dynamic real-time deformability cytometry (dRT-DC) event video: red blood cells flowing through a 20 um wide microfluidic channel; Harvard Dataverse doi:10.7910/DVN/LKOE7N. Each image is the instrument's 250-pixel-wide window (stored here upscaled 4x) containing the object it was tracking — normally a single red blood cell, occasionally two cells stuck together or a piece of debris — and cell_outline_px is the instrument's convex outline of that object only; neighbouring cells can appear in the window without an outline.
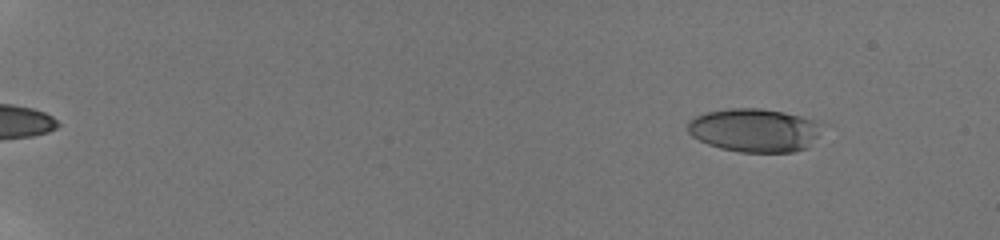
{"species": "human", "species_latin": "Homo sapiens", "temperature_condition": "room temperature", "stored_images_in_passage": 20, "camera_frame_rate_fps": 3000, "um_per_image_px": 0.085, "donor": {"sex": "male"}, "frame": {"image": 1, "passage_image": 2, "time_ms": 0.667, "image_size_px": [1000, 240], "cell_outline_px": [[828, 124], [808, 148], [792, 152], [740, 152], [720, 148], [708, 144], [692, 136], [688, 132], [688, 124], [696, 116], [708, 112], [728, 108], [760, 108], [784, 112], [816, 120]], "centroid_in_image_um": [64.22, 11.07], "position_along_channel_um": 20.8, "area_um2": 34.33}}
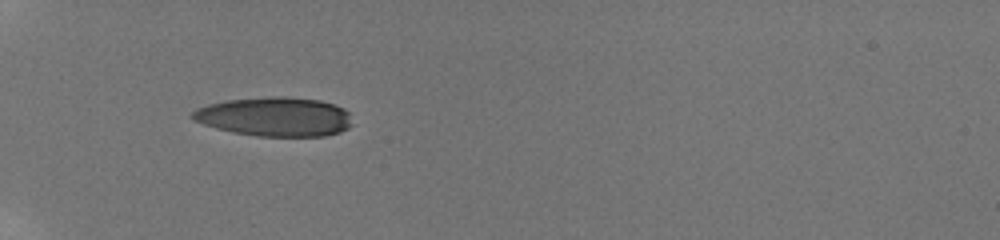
{"frame": {"image": 2, "passage_image": 12, "time_ms": 5.667, "image_size_px": [1000, 240], "cell_outline_px": [[352, 124], [348, 128], [340, 132], [324, 136], [256, 136], [232, 132], [216, 128], [192, 120], [188, 116], [196, 108], [208, 104], [228, 100], [268, 96], [288, 96], [320, 100], [344, 108], [348, 112]], "centroid_in_image_um": [23.33, 9.91], "position_along_channel_um": 61.7, "area_um2": 36.76}}
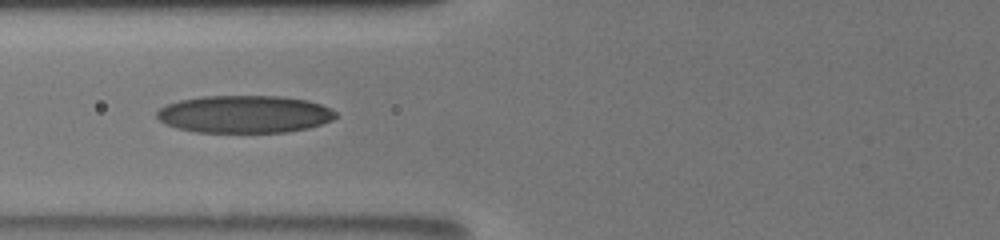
{"frame": {"image": 3, "passage_image": 19, "time_ms": 7.333, "image_size_px": [1000, 240], "cell_outline_px": [[336, 116], [332, 120], [308, 128], [288, 132], [196, 132], [176, 128], [160, 120], [156, 116], [156, 112], [160, 108], [168, 104], [180, 100], [204, 96], [280, 96], [308, 100], [332, 108], [336, 112]], "centroid_in_image_um": [20.8, 9.7], "position_along_channel_um": 105.0, "area_um2": 39.07}}